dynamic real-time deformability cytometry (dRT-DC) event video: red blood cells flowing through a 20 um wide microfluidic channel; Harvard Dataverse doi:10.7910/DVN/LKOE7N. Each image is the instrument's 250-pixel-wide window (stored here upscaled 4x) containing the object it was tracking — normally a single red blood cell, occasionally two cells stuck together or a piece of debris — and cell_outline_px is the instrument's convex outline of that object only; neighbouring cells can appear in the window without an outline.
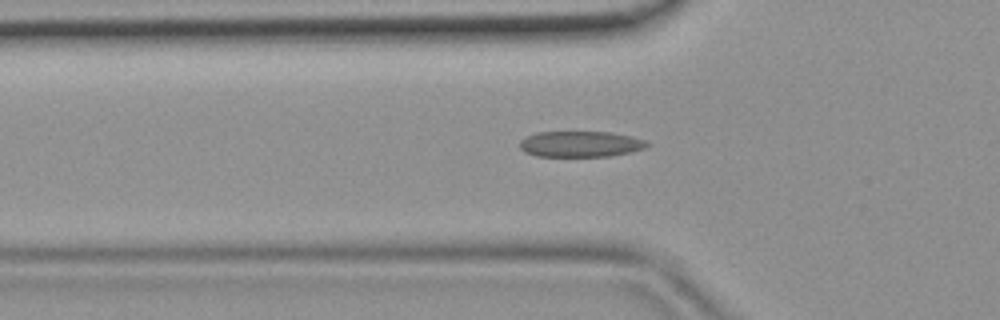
{"species": "common noctule bat (a hibernating species)", "species_latin": "Nyctalus noctula", "temperature_condition": "room temperature", "stored_images_in_passage": 40, "camera_frame_rate_fps": 3000, "um_per_image_px": 0.085, "animal": {"sex": "female", "body_mass_g": 19.9}, "frame": {"image": 1, "passage_image": 10, "time_ms": 3.0, "image_size_px": [1000, 320], "cell_outline_px": [[652, 144], [644, 148], [612, 156], [536, 156], [524, 152], [520, 148], [520, 140], [524, 136], [536, 132], [612, 132], [644, 140]], "centroid_in_image_um": [49.29, 12.24], "position_along_channel_um": 76.5, "area_um2": 19.19}}
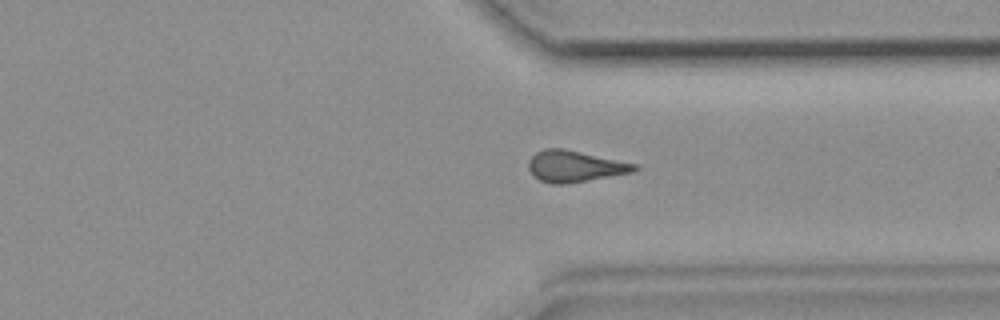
{"frame": {"image": 2, "passage_image": 29, "time_ms": 9.333, "image_size_px": [1000, 320], "cell_outline_px": [[640, 168], [636, 172], [564, 184], [552, 184], [540, 180], [528, 168], [528, 160], [536, 152], [544, 148], [564, 148], [640, 164]], "centroid_in_image_um": [48.93, 14.12], "position_along_channel_um": 362.5, "area_um2": 19.59}}
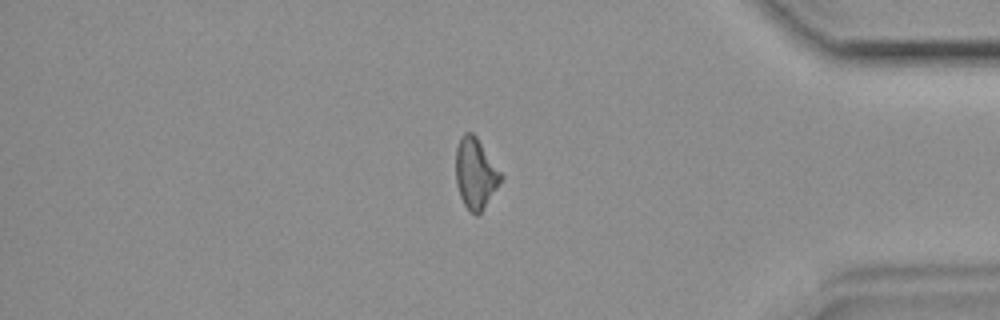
{"frame": {"image": 3, "passage_image": 33, "time_ms": 10.667, "image_size_px": [1000, 320], "cell_outline_px": [[504, 176], [480, 212], [476, 216], [464, 204], [460, 196], [456, 184], [456, 148], [460, 136], [464, 132], [472, 132], [476, 136]], "centroid_in_image_um": [40.4, 14.69], "position_along_channel_um": 394.8, "area_um2": 18.26}}